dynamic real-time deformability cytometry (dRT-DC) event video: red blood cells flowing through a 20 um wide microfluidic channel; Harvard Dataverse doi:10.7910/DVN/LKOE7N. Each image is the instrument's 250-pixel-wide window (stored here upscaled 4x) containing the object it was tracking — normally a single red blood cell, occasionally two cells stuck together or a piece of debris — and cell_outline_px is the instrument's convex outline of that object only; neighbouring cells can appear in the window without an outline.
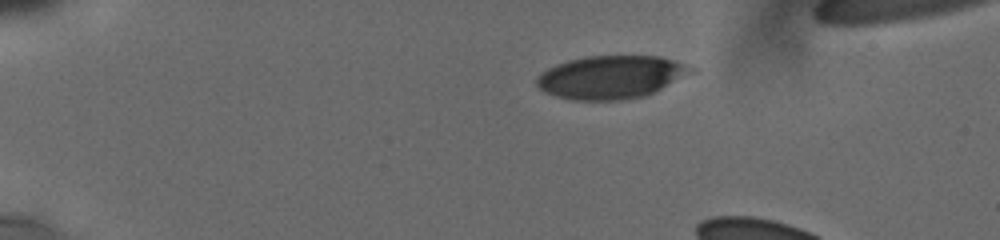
{"species": "human", "species_latin": "Homo sapiens", "temperature_condition": "cold", "stored_images_in_passage": 6, "camera_frame_rate_fps": 3000, "um_per_image_px": 0.085, "donor": {"sex": "male"}, "frame": {"image": 1, "passage_image": 1, "time_ms": 0.0, "image_size_px": [1000, 240], "cell_outline_px": [[696, 72], [644, 96], [620, 100], [572, 100], [556, 96], [544, 92], [536, 84], [536, 76], [540, 72], [556, 64], [568, 60], [588, 56], [660, 56], [696, 68]], "centroid_in_image_um": [51.92, 6.55], "position_along_channel_um": 33.1, "area_um2": 38.78}}